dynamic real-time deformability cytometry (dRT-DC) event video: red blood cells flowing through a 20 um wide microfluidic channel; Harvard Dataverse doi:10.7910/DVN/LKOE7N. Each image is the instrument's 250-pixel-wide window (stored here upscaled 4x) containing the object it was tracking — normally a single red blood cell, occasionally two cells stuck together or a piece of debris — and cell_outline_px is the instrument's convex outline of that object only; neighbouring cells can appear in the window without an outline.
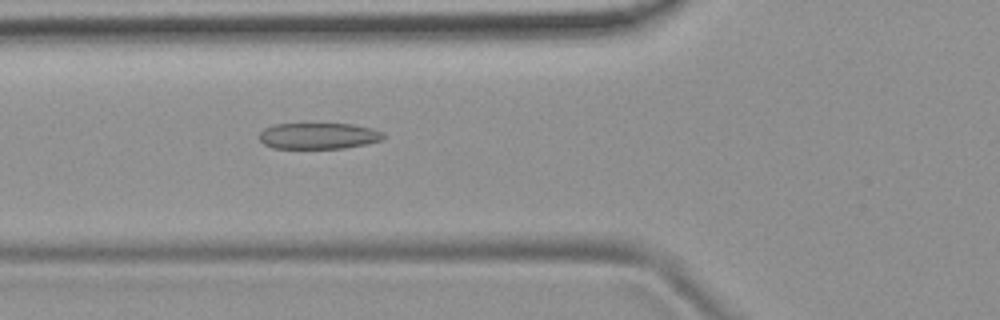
{"species": "common noctule bat (a hibernating species)", "species_latin": "Nyctalus noctula", "temperature_condition": "room temperature", "stored_images_in_passage": 5, "camera_frame_rate_fps": 3000, "um_per_image_px": 0.085, "animal": {"sex": "female", "body_mass_g": 19.9}, "frame": {"image": 1, "passage_image": 5, "time_ms": 4.333, "image_size_px": [1000, 320], "cell_outline_px": [[384, 136], [380, 140], [368, 144], [344, 148], [272, 148], [264, 144], [260, 140], [260, 132], [264, 128], [272, 124], [352, 124], [372, 128], [384, 132]], "centroid_in_image_um": [27.07, 11.55], "position_along_channel_um": 98.7, "area_um2": 18.96}}